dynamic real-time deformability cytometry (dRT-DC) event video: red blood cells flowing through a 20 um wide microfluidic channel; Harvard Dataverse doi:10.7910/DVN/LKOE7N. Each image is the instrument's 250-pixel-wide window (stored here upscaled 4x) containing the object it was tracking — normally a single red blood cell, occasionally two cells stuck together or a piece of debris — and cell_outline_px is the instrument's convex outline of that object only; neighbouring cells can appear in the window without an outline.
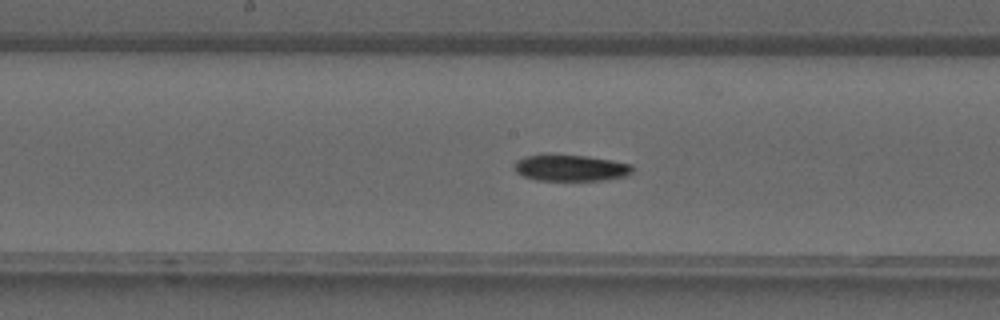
{"species": "common noctule bat (a hibernating species)", "species_latin": "Nyctalus noctula", "temperature_condition": "warm", "stored_images_in_passage": 36, "camera_frame_rate_fps": 3000, "um_per_image_px": 0.085, "animal": {"sex": "male", "forearm_length_mm": 52.5}, "frame": {"image": 1, "passage_image": 20, "time_ms": 6.333, "image_size_px": [1000, 320], "cell_outline_px": [[632, 172], [624, 176], [604, 180], [536, 180], [524, 176], [516, 172], [516, 160], [524, 156], [540, 152], [544, 152], [584, 156], [632, 164]], "centroid_in_image_um": [48.43, 14.24], "position_along_channel_um": 199.8, "area_um2": 18.38}}
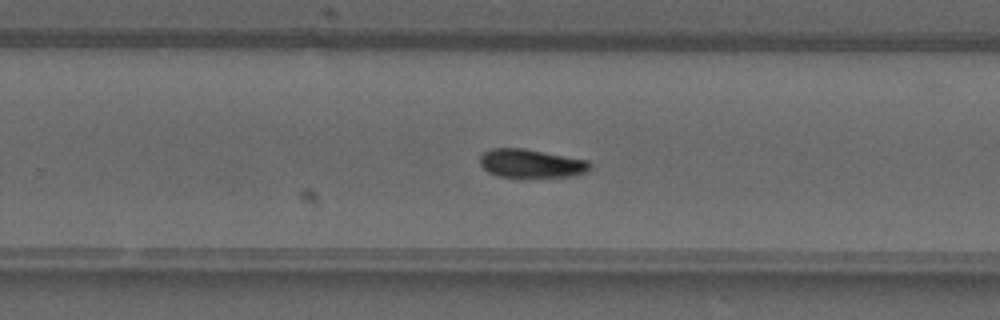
{"frame": {"image": 2, "passage_image": 25, "time_ms": 8.0, "image_size_px": [1000, 320], "cell_outline_px": [[592, 164], [588, 172], [576, 176], [496, 176], [488, 172], [480, 164], [480, 156], [484, 152], [492, 148], [524, 148], [588, 160]], "centroid_in_image_um": [45.17, 13.88], "position_along_channel_um": 284.6, "area_um2": 18.21}}
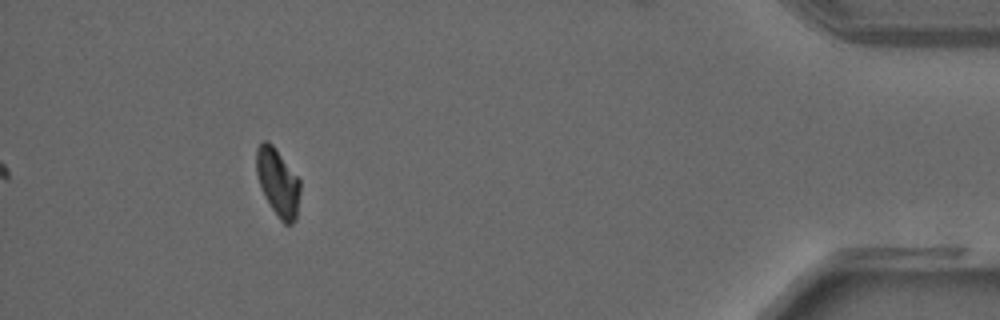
{"frame": {"image": 3, "passage_image": 36, "time_ms": 11.667, "image_size_px": [1000, 320], "cell_outline_px": [[300, 192], [296, 220], [292, 224], [284, 224], [280, 220], [264, 196], [256, 172], [256, 148], [260, 140], [268, 140], [276, 148], [300, 180]], "centroid_in_image_um": [23.61, 15.47], "position_along_channel_um": 411.6, "area_um2": 17.4}}